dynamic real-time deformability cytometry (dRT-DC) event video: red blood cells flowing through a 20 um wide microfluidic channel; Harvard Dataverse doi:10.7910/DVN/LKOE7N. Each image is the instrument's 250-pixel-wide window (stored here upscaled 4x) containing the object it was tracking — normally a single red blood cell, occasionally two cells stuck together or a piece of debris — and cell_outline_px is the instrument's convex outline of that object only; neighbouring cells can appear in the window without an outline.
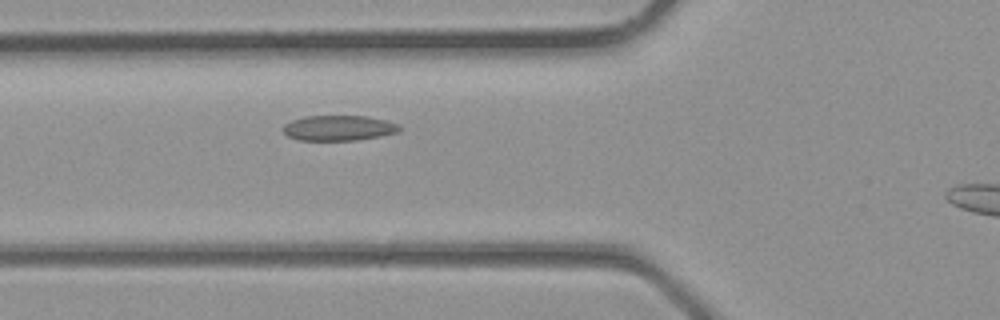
{"species": "common noctule bat (a hibernating species)", "species_latin": "Nyctalus noctula", "temperature_condition": "room temperature", "stored_images_in_passage": 5, "camera_frame_rate_fps": 3000, "um_per_image_px": 0.085, "animal": {"sex": "male", "body_mass_g": 23.1, "forearm_length_mm": 52.7}, "frame": {"image": 1, "passage_image": 4, "time_ms": 1.0, "image_size_px": [1000, 320], "cell_outline_px": [[400, 132], [380, 136], [356, 140], [300, 140], [288, 136], [284, 132], [284, 124], [292, 120], [304, 116], [368, 116], [400, 124]], "centroid_in_image_um": [28.81, 10.87], "position_along_channel_um": 97.0, "area_um2": 17.11}}